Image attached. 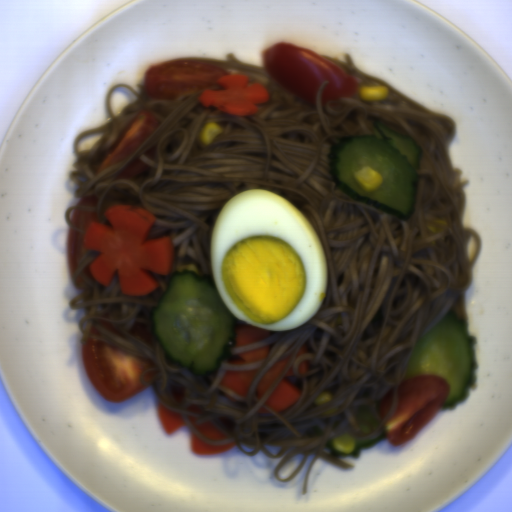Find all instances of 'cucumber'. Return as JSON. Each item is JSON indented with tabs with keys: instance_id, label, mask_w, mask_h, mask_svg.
I'll return each mask as SVG.
<instances>
[{
	"instance_id": "8b760119",
	"label": "cucumber",
	"mask_w": 512,
	"mask_h": 512,
	"mask_svg": "<svg viewBox=\"0 0 512 512\" xmlns=\"http://www.w3.org/2000/svg\"><path fill=\"white\" fill-rule=\"evenodd\" d=\"M150 322L167 357L205 377L216 373L224 359L232 356L239 324L213 276L187 269L170 276Z\"/></svg>"
},
{
	"instance_id": "586b57bf",
	"label": "cucumber",
	"mask_w": 512,
	"mask_h": 512,
	"mask_svg": "<svg viewBox=\"0 0 512 512\" xmlns=\"http://www.w3.org/2000/svg\"><path fill=\"white\" fill-rule=\"evenodd\" d=\"M372 133L333 143L327 153L331 178L338 190L352 199L403 220L411 215L415 205L421 146L407 135L377 122L373 123ZM367 166L377 169L384 177L375 191H364L354 177L356 171Z\"/></svg>"
},
{
	"instance_id": "888e309b",
	"label": "cucumber",
	"mask_w": 512,
	"mask_h": 512,
	"mask_svg": "<svg viewBox=\"0 0 512 512\" xmlns=\"http://www.w3.org/2000/svg\"><path fill=\"white\" fill-rule=\"evenodd\" d=\"M476 336L457 311H448L412 346L406 378L440 376L449 384V394L440 409H454L466 400L477 381Z\"/></svg>"
},
{
	"instance_id": "2a18db57",
	"label": "cucumber",
	"mask_w": 512,
	"mask_h": 512,
	"mask_svg": "<svg viewBox=\"0 0 512 512\" xmlns=\"http://www.w3.org/2000/svg\"><path fill=\"white\" fill-rule=\"evenodd\" d=\"M384 439H386V436L383 433V434L378 435L375 438L355 441L354 449L350 453H343V452H339L338 450H336L333 446L334 439H330L327 442L325 447H326V449H328L330 451L331 456H333L334 458L353 457L355 459H359V457L361 455L362 448L374 447L376 444L383 441Z\"/></svg>"
},
{
	"instance_id": "734fbe4a",
	"label": "cucumber",
	"mask_w": 512,
	"mask_h": 512,
	"mask_svg": "<svg viewBox=\"0 0 512 512\" xmlns=\"http://www.w3.org/2000/svg\"><path fill=\"white\" fill-rule=\"evenodd\" d=\"M356 417L363 418L367 423H369L373 429L375 430L379 426V421L375 414L373 413L372 409L368 406H361L357 410Z\"/></svg>"
},
{
	"instance_id": "9523449b",
	"label": "cucumber",
	"mask_w": 512,
	"mask_h": 512,
	"mask_svg": "<svg viewBox=\"0 0 512 512\" xmlns=\"http://www.w3.org/2000/svg\"><path fill=\"white\" fill-rule=\"evenodd\" d=\"M358 427L363 432L370 433V431H371L370 427L368 425H366L365 423H363V422H358Z\"/></svg>"
}]
</instances>
